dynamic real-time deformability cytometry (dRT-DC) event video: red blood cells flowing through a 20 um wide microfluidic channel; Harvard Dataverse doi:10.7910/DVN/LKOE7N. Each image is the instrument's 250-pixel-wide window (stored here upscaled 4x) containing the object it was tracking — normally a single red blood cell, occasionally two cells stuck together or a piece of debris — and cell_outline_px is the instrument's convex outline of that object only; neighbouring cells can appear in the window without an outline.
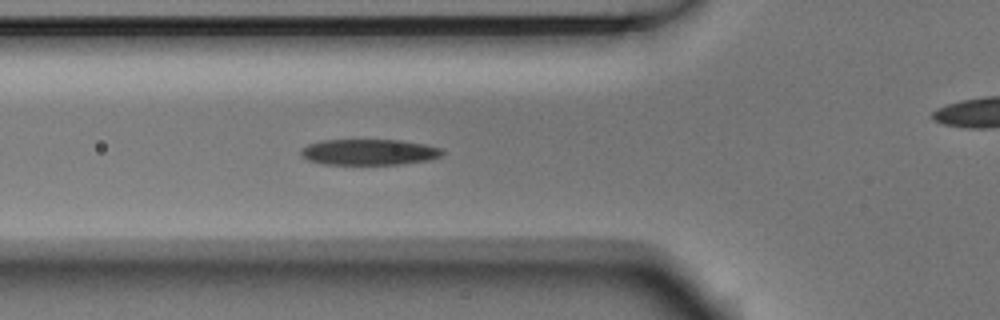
{"species": "Egyptian fruit bat (a non-hibernating species)", "species_latin": "Rousettus aegyptiacus", "temperature_condition": "room temperature", "stored_images_in_passage": 7, "segment_of_instrument_passage": [1, 2], "camera_frame_rate_fps": 3000, "um_per_image_px": 0.085, "animal": {"sex": "male"}, "frame": {"image": 1, "passage_image": 6, "time_ms": 1.667, "image_size_px": [1000, 320], "cell_outline_px": [[444, 152], [440, 156], [432, 160], [400, 164], [324, 164], [308, 160], [300, 152], [308, 144], [320, 140], [400, 140], [424, 144], [440, 148]], "centroid_in_image_um": [31.4, 12.92], "position_along_channel_um": 94.4, "area_um2": 21.21}}